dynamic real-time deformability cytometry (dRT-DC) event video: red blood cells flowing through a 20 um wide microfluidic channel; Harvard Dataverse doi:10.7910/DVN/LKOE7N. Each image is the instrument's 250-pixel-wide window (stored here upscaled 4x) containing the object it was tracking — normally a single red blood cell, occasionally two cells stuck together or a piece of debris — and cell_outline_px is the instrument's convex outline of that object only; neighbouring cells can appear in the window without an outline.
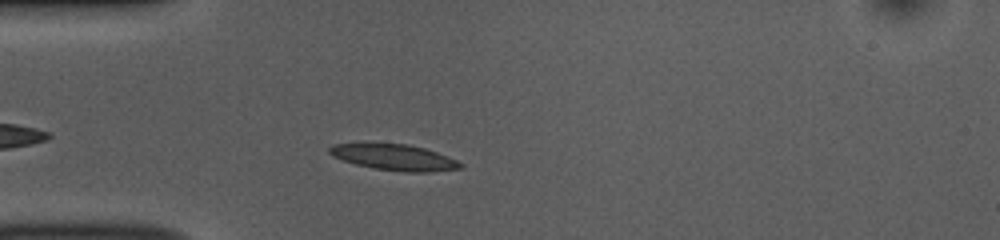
{"species": "common noctule bat (a hibernating species)", "species_latin": "Nyctalus noctula", "temperature_condition": "room temperature", "stored_images_in_passage": 44, "camera_frame_rate_fps": 3000, "um_per_image_px": 0.085, "animal": {"sex": "female", "body_mass_g": 10.0, "forearm_length_mm": 53.1}, "frame": {"image": 1, "passage_image": 6, "time_ms": 1.667, "image_size_px": [1000, 240], "cell_outline_px": [[464, 168], [432, 172], [408, 172], [372, 168], [356, 164], [332, 156], [328, 152], [328, 148], [332, 144], [360, 140], [408, 144], [424, 148], [448, 156], [464, 164]], "centroid_in_image_um": [33.43, 13.32], "position_along_channel_um": 51.6, "area_um2": 20.81}}
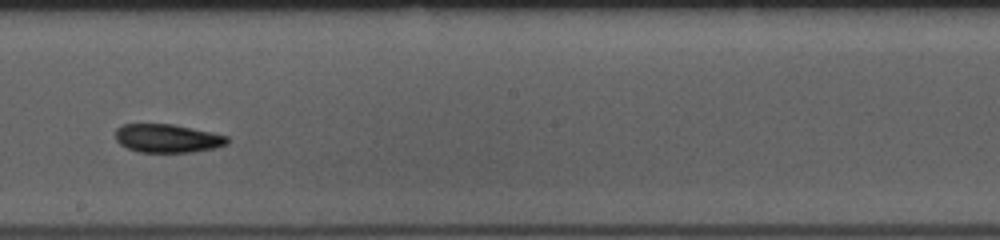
{"frame": {"image": 2, "passage_image": 21, "time_ms": 6.667, "image_size_px": [1000, 240], "cell_outline_px": [[228, 144], [212, 148], [192, 152], [136, 152], [120, 144], [116, 140], [116, 128], [124, 124], [172, 124], [228, 136]], "centroid_in_image_um": [14.2, 11.76], "position_along_channel_um": 234.0, "area_um2": 18.38}}
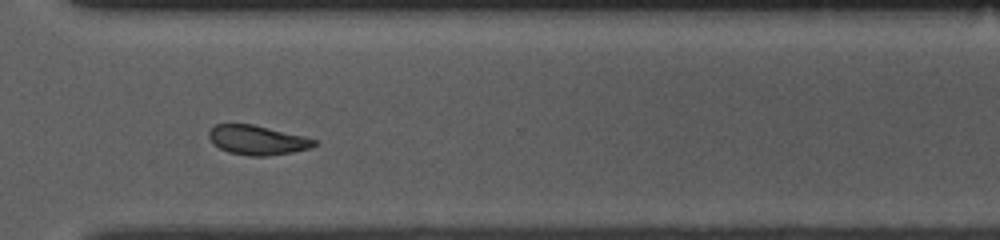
{"frame": {"image": 3, "passage_image": 30, "time_ms": 9.667, "image_size_px": [1000, 240], "cell_outline_px": [[316, 144], [312, 148], [292, 152], [268, 156], [252, 156], [228, 152], [212, 144], [208, 136], [208, 132], [216, 124], [252, 124], [304, 136], [316, 140]], "centroid_in_image_um": [21.86, 11.91], "position_along_channel_um": 348.7, "area_um2": 18.03}, "authors_computed_cell_mechanics": {"area_um2": 19.0451, "velocity_mm_per_s": 3.8249, "shape_relaxation_time_tau1_ms": 4.2573, "shape_relaxation_time_tau2_ms": 3.8248, "deformation_change_tau1": 0.1166, "deformation_change_tau2": 0.0929}}